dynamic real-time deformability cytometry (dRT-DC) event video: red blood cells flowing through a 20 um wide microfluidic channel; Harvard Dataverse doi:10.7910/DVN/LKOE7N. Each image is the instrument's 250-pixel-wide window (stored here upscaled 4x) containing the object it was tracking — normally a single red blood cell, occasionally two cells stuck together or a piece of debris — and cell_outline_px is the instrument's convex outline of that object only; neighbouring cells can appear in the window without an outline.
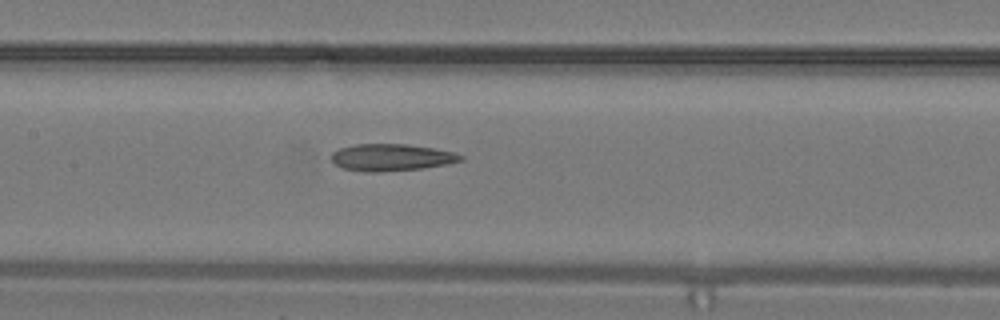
{"species": "common noctule bat (a hibernating species)", "species_latin": "Nyctalus noctula", "temperature_condition": "warm", "stored_images_in_passage": 17, "camera_frame_rate_fps": 3000, "um_per_image_px": 0.085, "animal": {"sex": "male", "body_mass_g": 19.2, "forearm_length_mm": 51.8}, "frame": {"image": 1, "passage_image": 15, "time_ms": 4.667, "image_size_px": [1000, 320], "cell_outline_px": [[464, 160], [448, 164], [424, 168], [380, 172], [364, 172], [340, 168], [332, 164], [332, 152], [340, 148], [356, 144], [408, 144], [432, 148], [452, 152], [464, 156]], "centroid_in_image_um": [33.24, 13.39], "position_along_channel_um": 174.2, "area_um2": 20.52}}
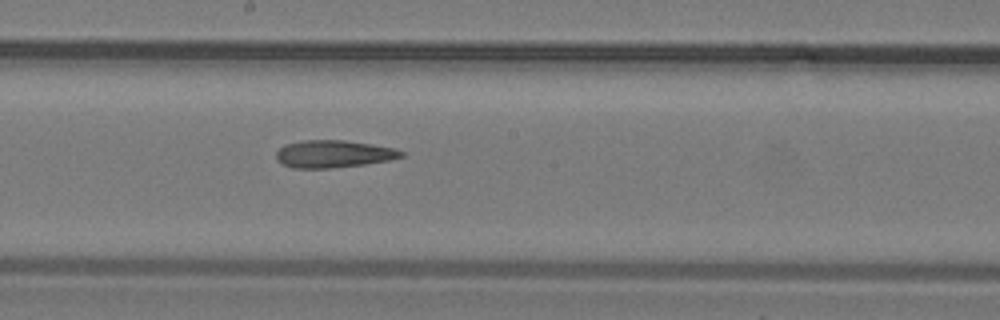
{"frame": {"image": 2, "passage_image": 17, "time_ms": 5.333, "image_size_px": [1000, 320], "cell_outline_px": [[404, 156], [388, 160], [364, 164], [332, 168], [292, 168], [276, 160], [276, 152], [284, 144], [304, 140], [344, 140], [372, 144], [396, 148], [404, 152]], "centroid_in_image_um": [28.34, 13.08], "position_along_channel_um": 219.9, "area_um2": 20.0}}